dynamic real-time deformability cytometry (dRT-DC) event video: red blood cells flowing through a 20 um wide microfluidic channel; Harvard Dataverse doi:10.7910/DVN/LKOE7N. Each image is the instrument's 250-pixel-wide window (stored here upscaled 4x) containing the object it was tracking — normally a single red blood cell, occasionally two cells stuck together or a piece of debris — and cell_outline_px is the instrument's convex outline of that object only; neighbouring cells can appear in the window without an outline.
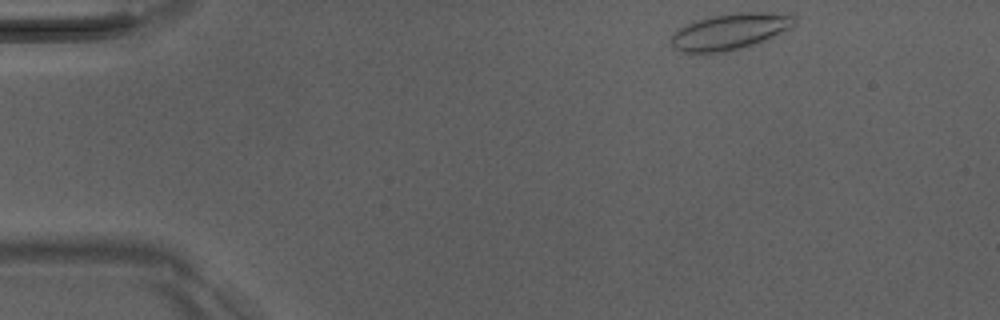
{"species": "Egyptian fruit bat (a non-hibernating species)", "species_latin": "Rousettus aegyptiacus", "temperature_condition": "room temperature", "stored_images_in_passage": 45, "camera_frame_rate_fps": 3000, "um_per_image_px": 0.085, "animal": {"sex": "male"}, "frame": {"image": 1, "passage_image": 1, "time_ms": 0.0, "image_size_px": [1000, 320], "cell_outline_px": [[796, 24], [792, 28], [764, 40], [740, 48], [724, 52], [684, 52], [676, 48], [672, 44], [672, 36], [680, 28], [696, 20], [712, 16], [736, 12], [764, 12], [796, 16]], "centroid_in_image_um": [62.1, 2.66], "position_along_channel_um": 22.9, "area_um2": 25.49}}
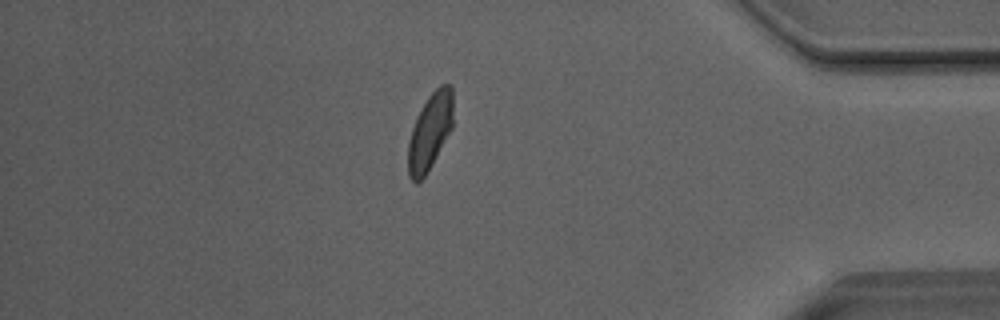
{"frame": {"image": 2, "passage_image": 38, "time_ms": 12.333, "image_size_px": [1000, 320], "cell_outline_px": [[452, 128], [424, 176], [416, 184], [408, 176], [408, 140], [412, 128], [428, 96], [440, 84], [452, 84]], "centroid_in_image_um": [36.54, 11.17], "position_along_channel_um": 398.7, "area_um2": 19.65}}
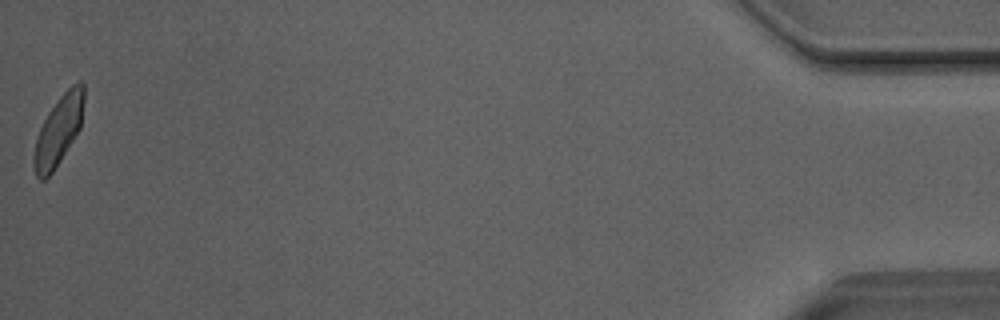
{"frame": {"image": 3, "passage_image": 45, "time_ms": 14.667, "image_size_px": [1000, 320], "cell_outline_px": [[84, 100], [80, 128], [60, 160], [52, 172], [44, 180], [40, 180], [36, 176], [32, 164], [32, 160], [36, 140], [40, 128], [48, 112], [60, 96], [72, 84], [80, 80], [84, 84]], "centroid_in_image_um": [4.97, 11.08], "position_along_channel_um": 430.2, "area_um2": 20.06}, "authors_computed_cell_mechanics": {"area_um2": 21.0392, "velocity_mm_per_s": 4.0369, "shape_relaxation_time_tau1_ms": 5.187, "shape_relaxation_time_tau2_ms": 1.4598, "deformation_change_tau1": 0.1275, "deformation_change_tau2": 0.0609}}